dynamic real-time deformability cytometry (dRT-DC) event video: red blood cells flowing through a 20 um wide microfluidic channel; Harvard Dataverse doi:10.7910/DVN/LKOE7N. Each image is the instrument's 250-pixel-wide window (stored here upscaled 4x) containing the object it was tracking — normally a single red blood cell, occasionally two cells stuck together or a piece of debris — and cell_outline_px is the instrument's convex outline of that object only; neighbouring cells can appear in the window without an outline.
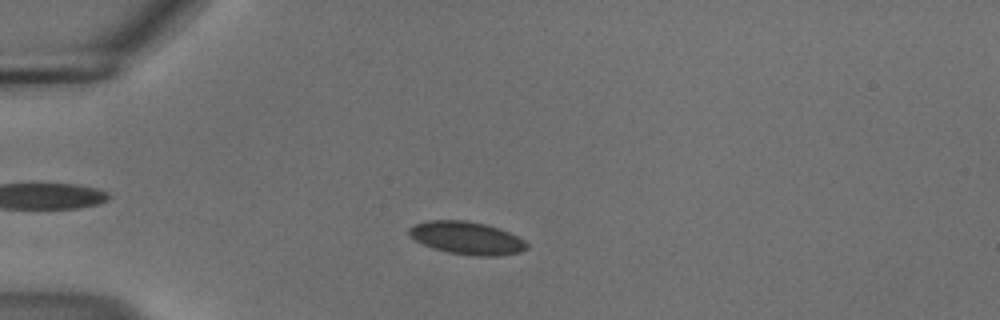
{"species": "common noctule bat (a hibernating species)", "species_latin": "Nyctalus noctula", "temperature_condition": "cold", "stored_images_in_passage": 51, "camera_frame_rate_fps": 3000, "um_per_image_px": 0.085, "animal": {"sex": "male", "body_mass_g": 18.8}, "frame": {"image": 1, "passage_image": 11, "time_ms": 3.333, "image_size_px": [1000, 320], "cell_outline_px": [[528, 248], [520, 252], [496, 256], [476, 256], [448, 252], [432, 248], [408, 236], [408, 228], [416, 224], [428, 220], [464, 220], [484, 224], [500, 228], [524, 240], [528, 244]], "centroid_in_image_um": [39.67, 20.23], "position_along_channel_um": 45.3, "area_um2": 22.43}}
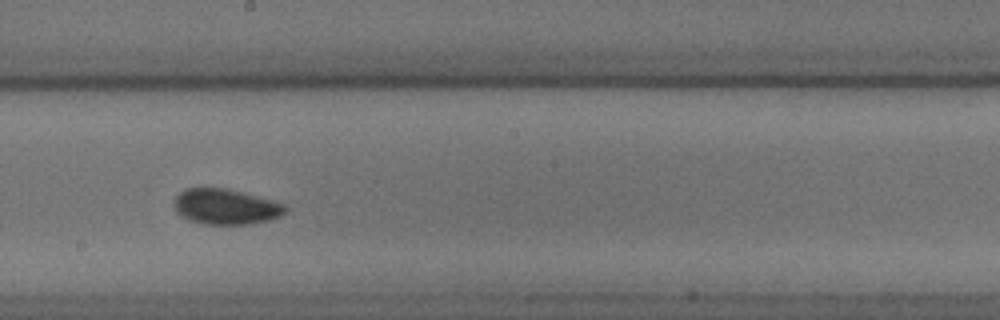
{"frame": {"image": 2, "passage_image": 28, "time_ms": 9.0, "image_size_px": [1000, 320], "cell_outline_px": [[288, 212], [272, 220], [248, 224], [200, 224], [188, 220], [180, 216], [176, 212], [176, 196], [184, 188], [228, 188], [288, 204]], "centroid_in_image_um": [19.25, 17.57], "position_along_channel_um": 229.0, "area_um2": 23.35}}
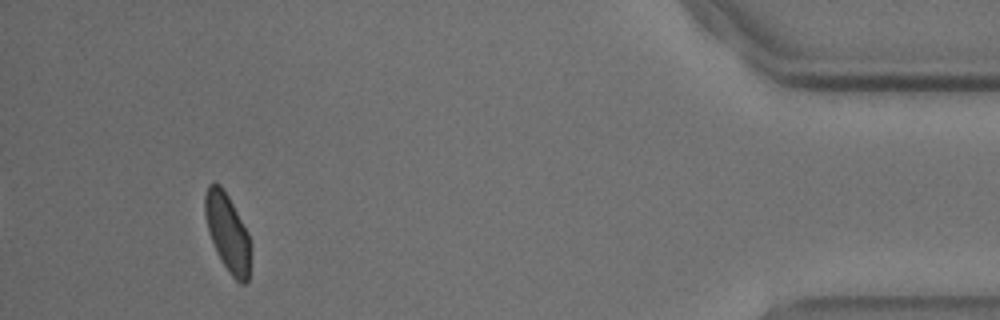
{"frame": {"image": 3, "passage_image": 48, "time_ms": 15.667, "image_size_px": [1000, 320], "cell_outline_px": [[252, 248], [248, 280], [244, 284], [240, 284], [228, 272], [216, 252], [208, 228], [204, 212], [204, 196], [208, 184], [220, 184], [228, 196], [248, 232]], "centroid_in_image_um": [19.37, 19.8], "position_along_channel_um": 415.8, "area_um2": 20.75}, "authors_computed_cell_mechanics": {"area_um2": 21.8484, "velocity_mm_per_s": 3.684, "shape_relaxation_time_tau1_ms": 2.9427, "shape_relaxation_time_tau2_ms": 1.1785, "deformation_change_tau1": 0.0578, "deformation_change_tau2": 0.0445}}